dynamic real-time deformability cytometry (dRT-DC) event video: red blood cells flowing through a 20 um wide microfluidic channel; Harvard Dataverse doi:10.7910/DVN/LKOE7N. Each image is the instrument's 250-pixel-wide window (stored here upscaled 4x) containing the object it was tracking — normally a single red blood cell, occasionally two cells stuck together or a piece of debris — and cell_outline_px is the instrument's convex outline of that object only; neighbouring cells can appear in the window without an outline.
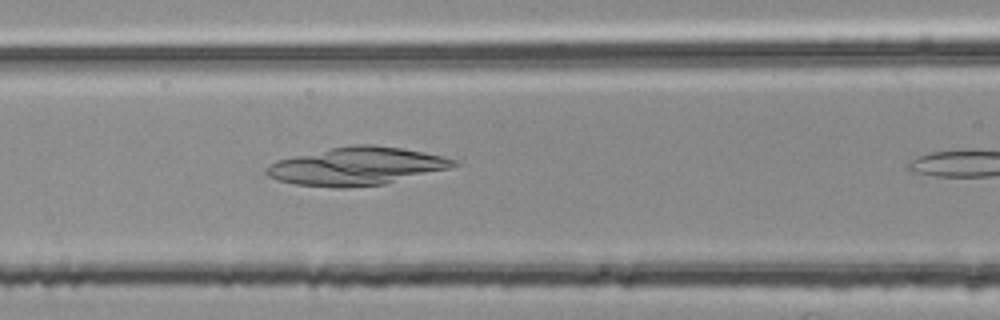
{"species": "common noctule bat (a hibernating species)", "species_latin": "Nyctalus noctula", "temperature_condition": "room temperature", "stored_images_in_passage": 9, "camera_frame_rate_fps": 3000, "um_per_image_px": 0.085, "animal": {"sex": "female", "body_mass_g": 25.1}, "frame": {"image": 1, "passage_image": 8, "time_ms": 2.333, "image_size_px": [1000, 320], "cell_outline_px": [[460, 164], [448, 168], [384, 184], [344, 188], [336, 188], [296, 184], [276, 180], [268, 176], [264, 172], [264, 168], [268, 164], [276, 160], [332, 148], [356, 144], [372, 144], [400, 148], [440, 156], [456, 160]], "centroid_in_image_um": [30.24, 14.14], "position_along_channel_um": 136.4, "area_um2": 40.92}}